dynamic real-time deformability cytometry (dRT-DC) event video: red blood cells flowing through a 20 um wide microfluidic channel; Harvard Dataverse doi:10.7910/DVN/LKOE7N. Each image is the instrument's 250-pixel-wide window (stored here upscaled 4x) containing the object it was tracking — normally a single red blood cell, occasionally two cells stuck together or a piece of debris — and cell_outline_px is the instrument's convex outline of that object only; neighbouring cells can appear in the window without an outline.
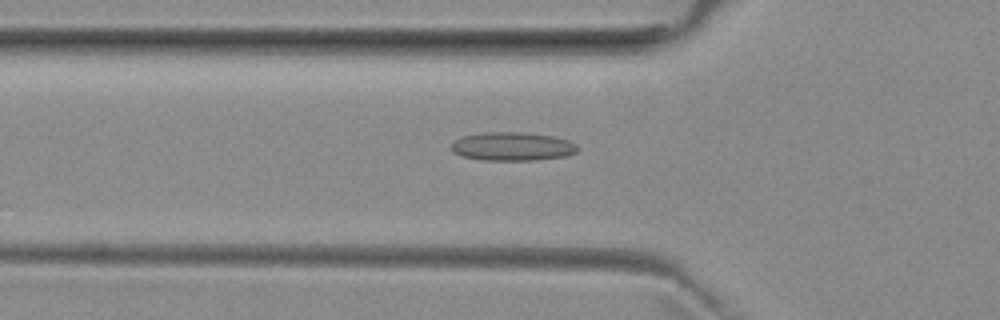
{"species": "common noctule bat (a hibernating species)", "species_latin": "Nyctalus noctula", "temperature_condition": "room temperature", "stored_images_in_passage": 52, "camera_frame_rate_fps": 3000, "um_per_image_px": 0.085, "animal": {"sex": "female", "body_mass_g": 29.2, "forearm_length_mm": 56.3}, "frame": {"image": 1, "passage_image": 18, "time_ms": 5.667, "image_size_px": [1000, 320], "cell_outline_px": [[580, 148], [576, 152], [564, 156], [536, 160], [480, 160], [464, 156], [452, 152], [452, 144], [456, 140], [464, 136], [484, 132], [520, 132], [552, 136], [568, 140], [576, 144]], "centroid_in_image_um": [43.57, 12.45], "position_along_channel_um": 82.2, "area_um2": 20.87}}
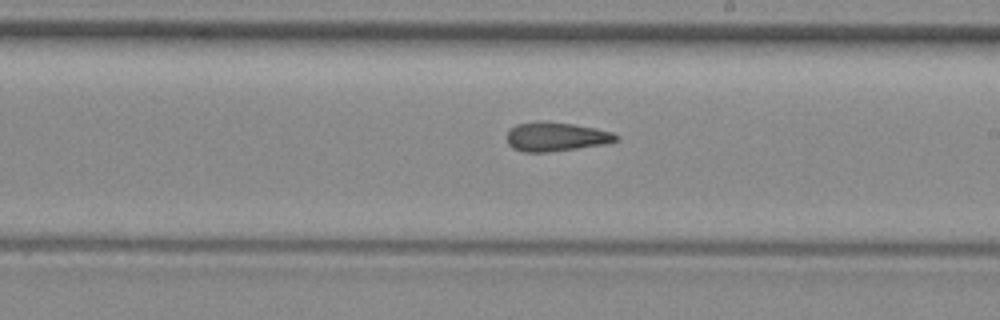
{"frame": {"image": 2, "passage_image": 30, "time_ms": 9.667, "image_size_px": [1000, 320], "cell_outline_px": [[620, 136], [616, 140], [604, 144], [548, 152], [524, 152], [512, 148], [508, 144], [508, 132], [516, 124], [572, 124], [596, 128], [612, 132]], "centroid_in_image_um": [47.29, 11.67], "position_along_channel_um": 241.7, "area_um2": 17.57}}
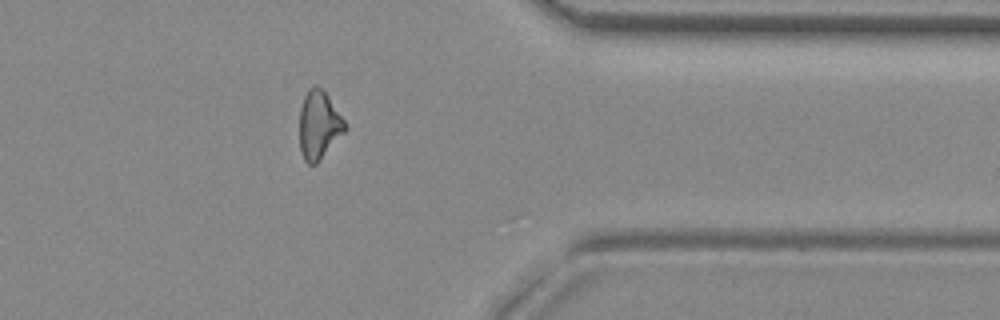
{"frame": {"image": 3, "passage_image": 42, "time_ms": 13.667, "image_size_px": [1000, 320], "cell_outline_px": [[348, 128], [320, 160], [316, 164], [308, 164], [304, 160], [300, 152], [300, 108], [304, 96], [308, 88], [312, 84], [316, 84], [328, 96], [344, 120]], "centroid_in_image_um": [27.09, 10.62], "position_along_channel_um": 384.3, "area_um2": 18.09}, "authors_computed_cell_mechanics": {"area_um2": 18.7272, "velocity_mm_per_s": 3.9681, "shape_relaxation_time_tau1_ms": null, "shape_relaxation_time_tau2_ms": 2.4181, "deformation_change_tau1": null, "deformation_change_tau2": 0.1093}}